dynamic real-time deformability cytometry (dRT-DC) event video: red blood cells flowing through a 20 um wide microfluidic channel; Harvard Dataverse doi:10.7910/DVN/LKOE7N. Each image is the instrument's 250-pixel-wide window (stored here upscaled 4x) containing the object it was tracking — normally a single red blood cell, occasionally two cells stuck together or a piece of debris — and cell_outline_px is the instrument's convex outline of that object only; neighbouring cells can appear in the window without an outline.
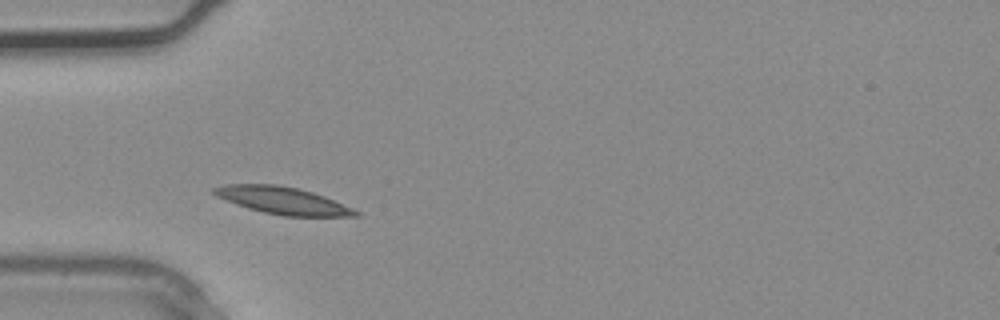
{"species": "common noctule bat (a hibernating species)", "species_latin": "Nyctalus noctula", "temperature_condition": "warm", "stored_images_in_passage": 2, "camera_frame_rate_fps": 3000, "um_per_image_px": 0.085, "animal": {"sex": "male", "body_mass_g": 20.4}, "frame": {"image": 1, "passage_image": 2, "time_ms": 0.333, "image_size_px": [1000, 320], "cell_outline_px": [[360, 216], [284, 216], [264, 212], [248, 208], [236, 204], [216, 196], [212, 192], [212, 188], [224, 184], [276, 184], [296, 188], [312, 192], [324, 196], [352, 208], [360, 212]], "centroid_in_image_um": [24.01, 17.04], "position_along_channel_um": 61.0, "area_um2": 22.25}}